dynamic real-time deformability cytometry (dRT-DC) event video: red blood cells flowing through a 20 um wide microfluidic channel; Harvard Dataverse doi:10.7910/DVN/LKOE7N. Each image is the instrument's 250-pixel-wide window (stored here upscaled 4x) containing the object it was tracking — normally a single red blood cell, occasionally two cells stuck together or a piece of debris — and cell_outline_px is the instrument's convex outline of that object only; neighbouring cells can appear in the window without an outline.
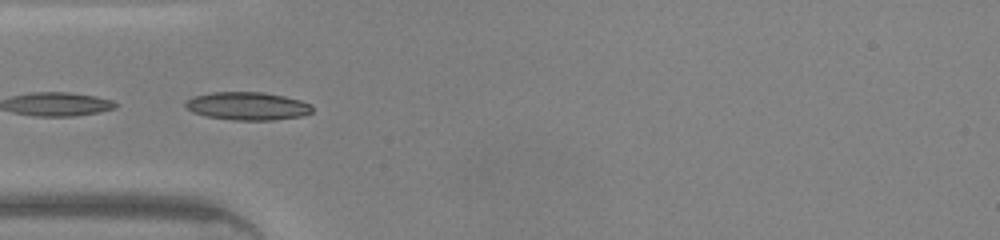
{"species": "common noctule bat (a hibernating species)", "species_latin": "Nyctalus noctula", "temperature_condition": "warm", "stored_images_in_passage": 20, "camera_frame_rate_fps": 3000, "um_per_image_px": 0.085, "animal": {"sex": "male", "body_mass_g": 20.0, "forearm_length_mm": 53.3}, "frame": {"image": 1, "passage_image": 14, "time_ms": 4.333, "image_size_px": [1000, 240], "cell_outline_px": [[312, 112], [304, 116], [272, 120], [232, 120], [208, 116], [192, 112], [184, 108], [184, 104], [192, 96], [212, 92], [260, 92], [284, 96], [300, 100], [312, 104]], "centroid_in_image_um": [21.03, 9.01], "position_along_channel_um": 64.0, "area_um2": 20.81}}